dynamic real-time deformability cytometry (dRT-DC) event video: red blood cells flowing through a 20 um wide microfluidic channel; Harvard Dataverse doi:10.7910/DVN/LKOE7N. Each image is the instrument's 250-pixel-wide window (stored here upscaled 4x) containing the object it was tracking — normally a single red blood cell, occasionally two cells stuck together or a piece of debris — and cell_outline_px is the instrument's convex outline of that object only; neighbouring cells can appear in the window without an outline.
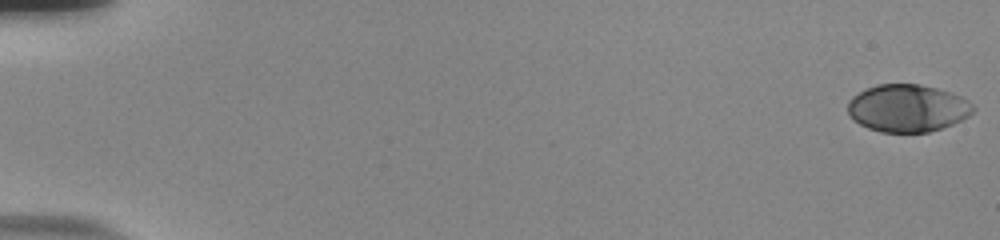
{"species": "human", "species_latin": "Homo sapiens", "temperature_condition": "room temperature", "stored_images_in_passage": 56, "camera_frame_rate_fps": 3000, "um_per_image_px": 0.085, "donor": {"sex": "male"}, "frame": {"image": 1, "passage_image": 1, "time_ms": 0.0, "image_size_px": [1000, 240], "cell_outline_px": [[976, 108], [968, 116], [952, 124], [928, 132], [880, 132], [868, 128], [852, 120], [848, 112], [848, 100], [852, 96], [876, 84], [920, 84], [936, 88], [960, 96], [968, 100]], "centroid_in_image_um": [77.12, 9.19], "position_along_channel_um": 7.9, "area_um2": 34.56}}
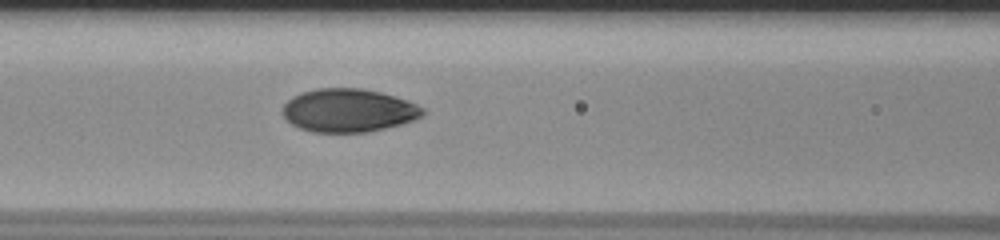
{"frame": {"image": 2, "passage_image": 26, "time_ms": 8.333, "image_size_px": [1000, 240], "cell_outline_px": [[428, 112], [424, 116], [416, 120], [368, 132], [312, 132], [300, 128], [284, 120], [280, 112], [280, 108], [292, 96], [300, 92], [316, 88], [360, 88], [380, 92], [396, 96], [408, 100], [424, 108]], "centroid_in_image_um": [29.61, 9.38], "position_along_channel_um": 137.0, "area_um2": 35.95}}
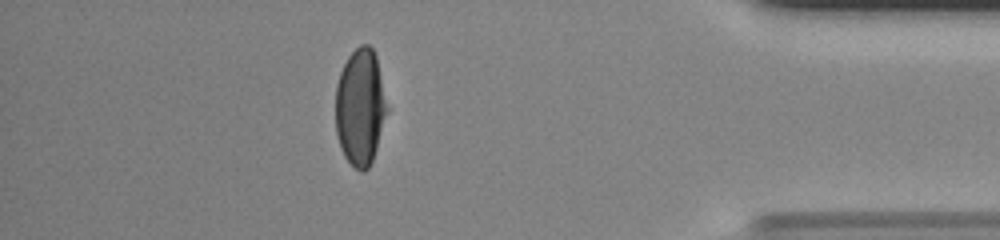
{"frame": {"image": 3, "passage_image": 50, "time_ms": 16.333, "image_size_px": [1000, 240], "cell_outline_px": [[388, 108], [376, 148], [372, 160], [368, 168], [364, 172], [360, 172], [344, 156], [340, 148], [336, 132], [336, 84], [340, 72], [348, 56], [360, 44], [368, 44], [372, 48], [376, 56]], "centroid_in_image_um": [30.61, 9.09], "position_along_channel_um": 404.6, "area_um2": 34.8}, "authors_computed_cell_mechanics": {"area_um2": 35.2869, "velocity_mm_per_s": 3.768, "shape_relaxation_time_tau1_ms": 5.2729, "shape_relaxation_time_tau2_ms": null, "deformation_change_tau1": 0.2172, "deformation_change_tau2": null}}